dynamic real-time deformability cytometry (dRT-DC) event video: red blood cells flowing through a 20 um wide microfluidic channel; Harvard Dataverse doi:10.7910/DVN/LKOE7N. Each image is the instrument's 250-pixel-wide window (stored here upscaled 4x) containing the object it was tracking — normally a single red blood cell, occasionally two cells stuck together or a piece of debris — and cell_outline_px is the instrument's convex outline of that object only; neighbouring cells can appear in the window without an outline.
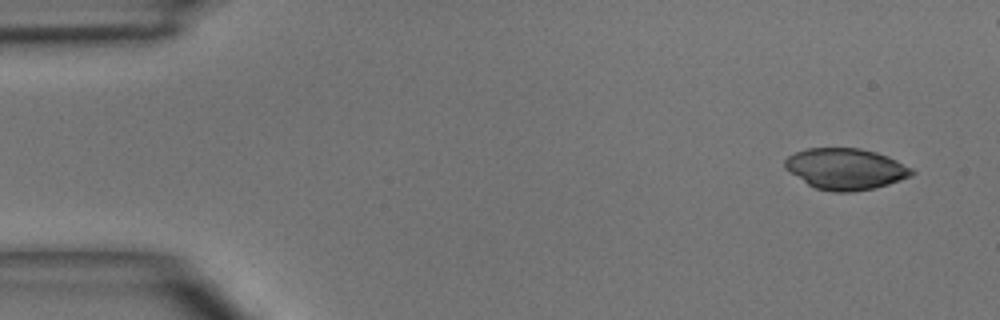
{"species": "common noctule bat (a hibernating species)", "species_latin": "Nyctalus noctula", "temperature_condition": "room temperature", "stored_images_in_passage": 6, "camera_frame_rate_fps": 3000, "um_per_image_px": 0.085, "animal": {"sex": "male", "body_mass_g": 15.6}, "frame": {"image": 1, "passage_image": 1, "time_ms": 0.0, "image_size_px": [1000, 320], "cell_outline_px": [[916, 172], [912, 176], [888, 184], [872, 188], [852, 192], [836, 192], [816, 188], [808, 184], [784, 168], [784, 160], [788, 156], [796, 152], [808, 148], [860, 148], [876, 152], [888, 156], [912, 168]], "centroid_in_image_um": [71.89, 14.35], "position_along_channel_um": 13.1, "area_um2": 30.35}}